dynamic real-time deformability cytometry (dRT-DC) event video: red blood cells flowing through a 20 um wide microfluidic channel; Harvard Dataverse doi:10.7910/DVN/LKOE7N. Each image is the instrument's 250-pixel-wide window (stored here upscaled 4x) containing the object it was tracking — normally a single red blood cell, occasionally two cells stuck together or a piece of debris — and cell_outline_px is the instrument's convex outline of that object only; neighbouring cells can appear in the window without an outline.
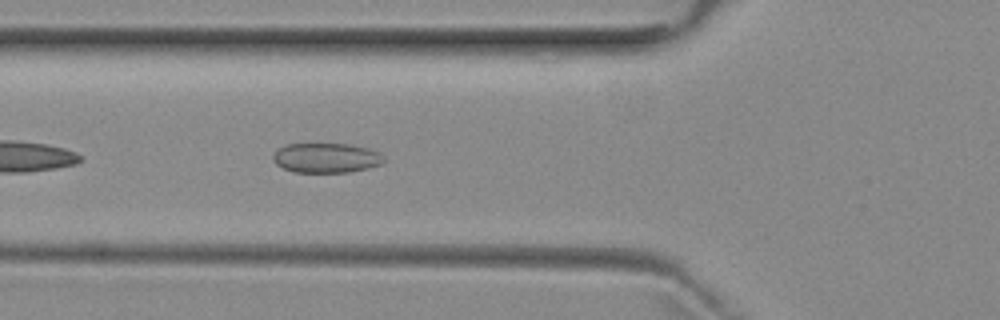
{"species": "common noctule bat (a hibernating species)", "species_latin": "Nyctalus noctula", "temperature_condition": "room temperature", "stored_images_in_passage": 4, "camera_frame_rate_fps": 3000, "um_per_image_px": 0.085, "animal": {"sex": "female", "body_mass_g": 29.2, "forearm_length_mm": 56.3}, "frame": {"image": 1, "passage_image": 4, "time_ms": 3.333, "image_size_px": [1000, 320], "cell_outline_px": [[384, 160], [380, 164], [368, 168], [348, 172], [292, 172], [276, 164], [272, 160], [272, 156], [280, 148], [288, 144], [348, 144], [368, 148], [380, 152]], "centroid_in_image_um": [27.72, 13.42], "position_along_channel_um": 98.1, "area_um2": 19.07}}